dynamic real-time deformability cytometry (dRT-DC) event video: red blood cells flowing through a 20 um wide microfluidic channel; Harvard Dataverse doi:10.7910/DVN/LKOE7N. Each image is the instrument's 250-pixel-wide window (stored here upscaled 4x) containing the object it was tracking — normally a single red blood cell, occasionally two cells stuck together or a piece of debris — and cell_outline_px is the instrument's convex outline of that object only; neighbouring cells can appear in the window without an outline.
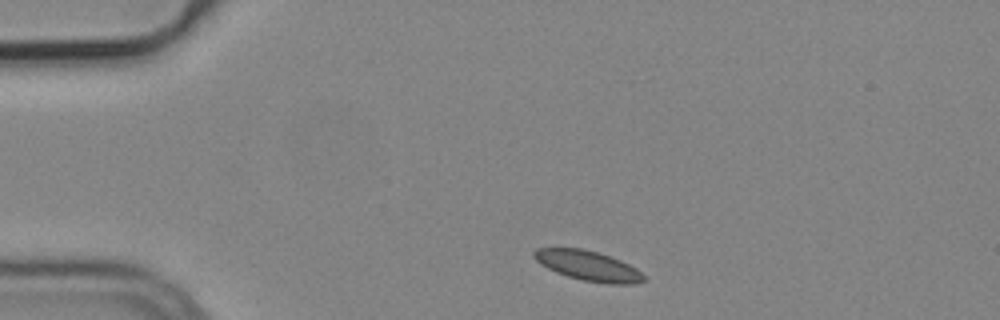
{"species": "common noctule bat (a hibernating species)", "species_latin": "Nyctalus noctula", "temperature_condition": "cold", "stored_images_in_passage": 2, "camera_frame_rate_fps": 3000, "um_per_image_px": 0.085, "animal": {"sex": "male", "body_mass_g": 19.2, "forearm_length_mm": 51.8}, "frame": {"image": 1, "passage_image": 1, "time_ms": 0.0, "image_size_px": [1000, 320], "cell_outline_px": [[648, 280], [632, 284], [608, 284], [584, 280], [568, 276], [556, 272], [540, 264], [532, 256], [532, 252], [536, 248], [580, 248], [596, 252], [620, 260], [636, 268], [648, 276]], "centroid_in_image_um": [50.02, 22.6], "position_along_channel_um": 35.0, "area_um2": 19.19}}